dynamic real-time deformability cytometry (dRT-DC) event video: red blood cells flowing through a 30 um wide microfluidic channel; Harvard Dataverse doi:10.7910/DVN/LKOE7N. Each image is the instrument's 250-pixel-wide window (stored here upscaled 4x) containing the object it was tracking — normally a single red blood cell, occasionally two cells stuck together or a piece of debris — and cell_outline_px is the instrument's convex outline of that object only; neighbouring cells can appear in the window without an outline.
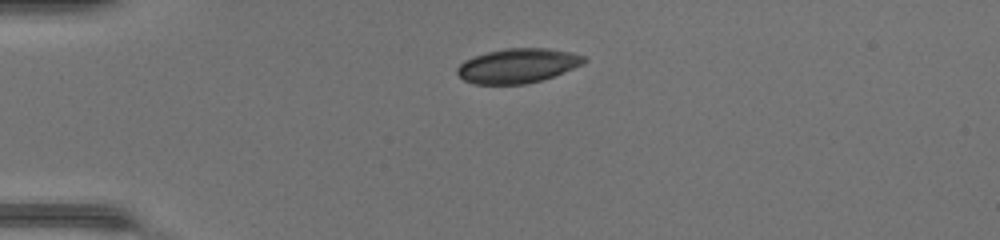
{"species": "common noctule bat (a hibernating species)", "species_latin": "Nyctalus noctula", "temperature_condition": "warm", "stored_images_in_passage": 23, "camera_frame_rate_fps": 3000, "um_per_image_px": 0.085, "animal": {"sex": "female", "body_mass_g": 17.0, "forearm_length_mm": 48.0}, "frame": {"image": 1, "passage_image": 1, "time_ms": 0.0, "image_size_px": [1000, 240], "cell_outline_px": [[588, 60], [572, 68], [552, 76], [540, 80], [524, 84], [472, 84], [464, 80], [456, 72], [456, 68], [464, 60], [488, 52], [504, 48], [544, 48], [568, 52], [584, 56]], "centroid_in_image_um": [43.94, 5.59], "position_along_channel_um": 41.1, "area_um2": 25.09}}
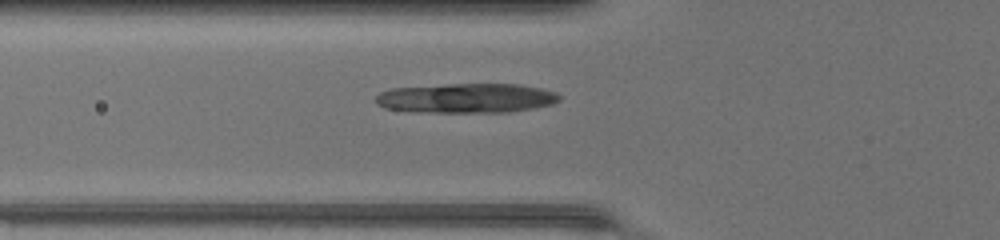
{"frame": {"image": 2, "passage_image": 7, "time_ms": 2.0, "image_size_px": [1000, 240], "cell_outline_px": [[560, 100], [552, 104], [536, 108], [508, 112], [412, 112], [384, 108], [376, 104], [376, 96], [380, 92], [392, 88], [448, 84], [520, 84], [540, 88], [556, 92], [560, 96]], "centroid_in_image_um": [39.64, 8.34], "position_along_channel_um": 86.2, "area_um2": 31.91}}
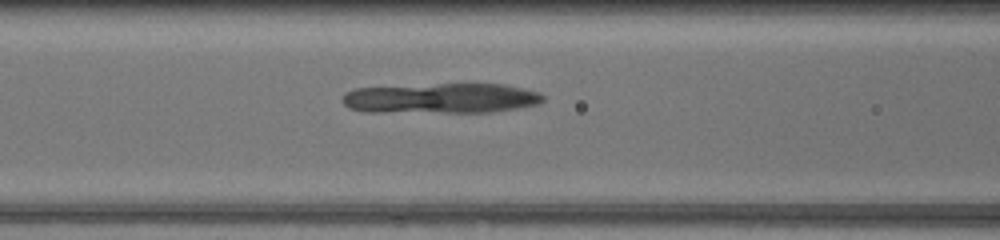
{"frame": {"image": 3, "passage_image": 10, "time_ms": 3.0, "image_size_px": [1000, 240], "cell_outline_px": [[544, 100], [540, 104], [492, 112], [364, 112], [348, 108], [340, 100], [344, 92], [356, 88], [440, 84], [504, 84], [524, 88], [540, 92], [544, 96]], "centroid_in_image_um": [37.48, 8.36], "position_along_channel_um": 129.1, "area_um2": 35.55}}